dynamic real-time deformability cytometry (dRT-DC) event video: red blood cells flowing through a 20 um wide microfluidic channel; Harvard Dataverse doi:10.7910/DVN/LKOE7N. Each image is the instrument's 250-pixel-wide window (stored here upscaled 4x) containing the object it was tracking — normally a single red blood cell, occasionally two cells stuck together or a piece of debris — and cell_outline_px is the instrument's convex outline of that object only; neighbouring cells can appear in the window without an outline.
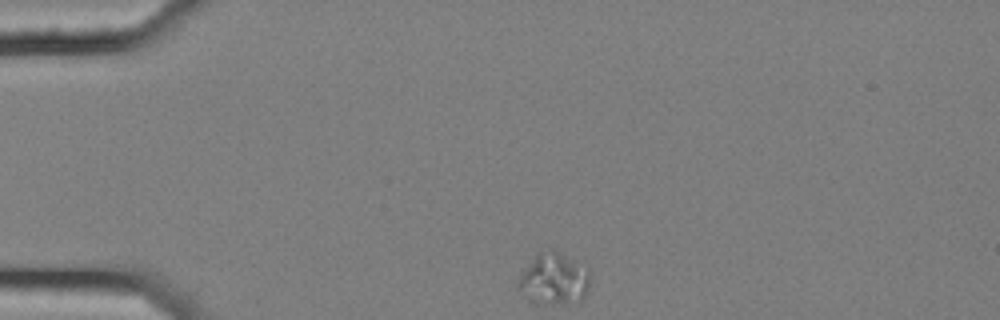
{"species": "common noctule bat (a hibernating species)", "species_latin": "Nyctalus noctula", "temperature_condition": "cold", "stored_images_in_passage": 9, "camera_frame_rate_fps": 3000, "um_per_image_px": 0.085, "animal": {"sex": "female", "body_mass_g": 25.1}, "frame": {"image": 1, "passage_image": 1, "time_ms": 0.0, "image_size_px": [1000, 320], "cell_outline_px": [[588, 292], [580, 304], [540, 304], [528, 300], [516, 288], [516, 284], [520, 276], [532, 260], [540, 252], [548, 248], [560, 252], [588, 268]], "centroid_in_image_um": [47.09, 23.77], "position_along_channel_um": 37.9, "area_um2": 21.91}}
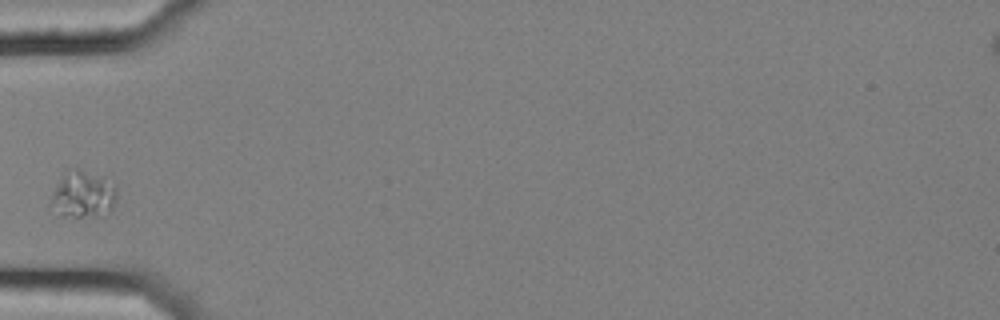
{"frame": {"image": 2, "passage_image": 3, "time_ms": 0.667, "image_size_px": [1000, 320], "cell_outline_px": [[116, 200], [108, 216], [60, 216], [48, 204], [52, 192], [64, 172], [76, 168], [116, 184]], "centroid_in_image_um": [7.04, 16.58], "position_along_channel_um": 78.0, "area_um2": 18.03}}